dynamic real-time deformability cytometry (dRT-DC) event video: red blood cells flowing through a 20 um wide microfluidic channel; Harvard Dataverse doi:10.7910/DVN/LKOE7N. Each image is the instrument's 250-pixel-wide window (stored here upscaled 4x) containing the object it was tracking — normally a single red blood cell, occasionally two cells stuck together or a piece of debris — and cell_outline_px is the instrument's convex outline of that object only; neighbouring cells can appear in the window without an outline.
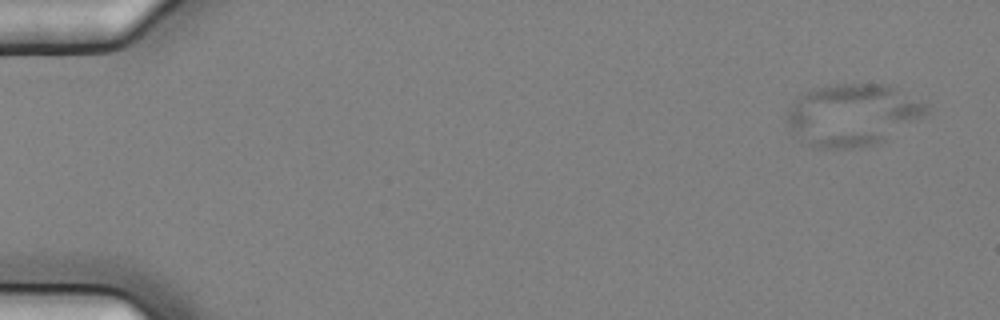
{"species": "common noctule bat (a hibernating species)", "species_latin": "Nyctalus noctula", "temperature_condition": "cold", "stored_images_in_passage": 7, "camera_frame_rate_fps": 3000, "um_per_image_px": 0.085, "animal": {"sex": "female", "body_mass_g": 25.1}, "frame": {"image": 1, "passage_image": 1, "time_ms": 0.0, "image_size_px": [1000, 320], "cell_outline_px": [[928, 112], [924, 116], [884, 140], [876, 144], [860, 148], [812, 148], [800, 144], [792, 136], [784, 116], [792, 104], [800, 96], [812, 88], [828, 84], [888, 84], [928, 104]], "centroid_in_image_um": [72.39, 9.78], "position_along_channel_um": 12.6, "area_um2": 51.1}}
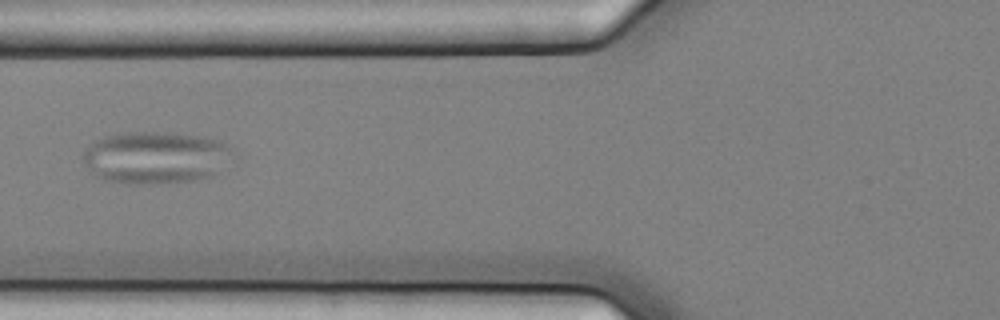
{"frame": {"image": 2, "passage_image": 7, "time_ms": 2.0, "image_size_px": [1000, 320], "cell_outline_px": [[232, 148], [212, 176], [192, 180], [152, 184], [128, 184], [104, 180], [96, 176], [84, 164], [84, 148], [96, 140], [104, 136], [124, 132], [168, 132], [196, 136], [220, 140], [228, 144]], "centroid_in_image_um": [13.11, 13.38], "position_along_channel_um": 112.7, "area_um2": 44.97}}